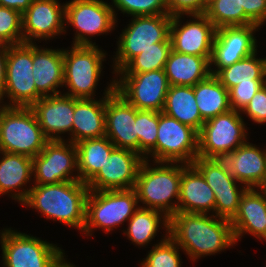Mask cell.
<instances>
[{"mask_svg": "<svg viewBox=\"0 0 266 267\" xmlns=\"http://www.w3.org/2000/svg\"><path fill=\"white\" fill-rule=\"evenodd\" d=\"M168 228V236L193 262L236 244L230 220L212 214L176 212Z\"/></svg>", "mask_w": 266, "mask_h": 267, "instance_id": "cell-1", "label": "cell"}, {"mask_svg": "<svg viewBox=\"0 0 266 267\" xmlns=\"http://www.w3.org/2000/svg\"><path fill=\"white\" fill-rule=\"evenodd\" d=\"M24 207L37 210L48 220L83 232L85 226L86 198L89 188L80 180L56 184H32Z\"/></svg>", "mask_w": 266, "mask_h": 267, "instance_id": "cell-2", "label": "cell"}, {"mask_svg": "<svg viewBox=\"0 0 266 267\" xmlns=\"http://www.w3.org/2000/svg\"><path fill=\"white\" fill-rule=\"evenodd\" d=\"M152 163L144 160L136 178L134 190L139 207L162 212L170 218L178 212L182 163Z\"/></svg>", "mask_w": 266, "mask_h": 267, "instance_id": "cell-3", "label": "cell"}, {"mask_svg": "<svg viewBox=\"0 0 266 267\" xmlns=\"http://www.w3.org/2000/svg\"><path fill=\"white\" fill-rule=\"evenodd\" d=\"M97 45H72L63 49L64 86L62 94L77 99H95L107 53Z\"/></svg>", "mask_w": 266, "mask_h": 267, "instance_id": "cell-4", "label": "cell"}, {"mask_svg": "<svg viewBox=\"0 0 266 267\" xmlns=\"http://www.w3.org/2000/svg\"><path fill=\"white\" fill-rule=\"evenodd\" d=\"M139 208L134 189L89 191L86 198L85 236H92L94 230H103L106 234L116 230L134 215Z\"/></svg>", "mask_w": 266, "mask_h": 267, "instance_id": "cell-5", "label": "cell"}, {"mask_svg": "<svg viewBox=\"0 0 266 267\" xmlns=\"http://www.w3.org/2000/svg\"><path fill=\"white\" fill-rule=\"evenodd\" d=\"M49 141L30 107L1 104L0 151L34 158Z\"/></svg>", "mask_w": 266, "mask_h": 267, "instance_id": "cell-6", "label": "cell"}, {"mask_svg": "<svg viewBox=\"0 0 266 267\" xmlns=\"http://www.w3.org/2000/svg\"><path fill=\"white\" fill-rule=\"evenodd\" d=\"M169 14L134 16L121 31L113 55L112 74L118 73L132 58L159 42H171Z\"/></svg>", "mask_w": 266, "mask_h": 267, "instance_id": "cell-7", "label": "cell"}, {"mask_svg": "<svg viewBox=\"0 0 266 267\" xmlns=\"http://www.w3.org/2000/svg\"><path fill=\"white\" fill-rule=\"evenodd\" d=\"M0 244L2 267H55L66 254L54 243L11 228L0 230Z\"/></svg>", "mask_w": 266, "mask_h": 267, "instance_id": "cell-8", "label": "cell"}, {"mask_svg": "<svg viewBox=\"0 0 266 267\" xmlns=\"http://www.w3.org/2000/svg\"><path fill=\"white\" fill-rule=\"evenodd\" d=\"M239 111L230 110L206 120L198 132V157L222 159L248 139V127Z\"/></svg>", "mask_w": 266, "mask_h": 267, "instance_id": "cell-9", "label": "cell"}, {"mask_svg": "<svg viewBox=\"0 0 266 267\" xmlns=\"http://www.w3.org/2000/svg\"><path fill=\"white\" fill-rule=\"evenodd\" d=\"M197 157L198 132L175 118L159 112L156 145L145 155V160L192 164Z\"/></svg>", "mask_w": 266, "mask_h": 267, "instance_id": "cell-10", "label": "cell"}, {"mask_svg": "<svg viewBox=\"0 0 266 267\" xmlns=\"http://www.w3.org/2000/svg\"><path fill=\"white\" fill-rule=\"evenodd\" d=\"M65 34L73 26L72 45H96L94 36H103L116 30L118 24L111 3L104 0H71L65 3ZM117 23V24H116ZM68 25V26H67ZM91 37V38H90Z\"/></svg>", "mask_w": 266, "mask_h": 267, "instance_id": "cell-11", "label": "cell"}, {"mask_svg": "<svg viewBox=\"0 0 266 267\" xmlns=\"http://www.w3.org/2000/svg\"><path fill=\"white\" fill-rule=\"evenodd\" d=\"M32 62L33 43L9 45L5 92L0 101L3 106L31 107L42 97L36 90L32 74ZM6 98L7 102L4 101Z\"/></svg>", "mask_w": 266, "mask_h": 267, "instance_id": "cell-12", "label": "cell"}, {"mask_svg": "<svg viewBox=\"0 0 266 267\" xmlns=\"http://www.w3.org/2000/svg\"><path fill=\"white\" fill-rule=\"evenodd\" d=\"M114 77L115 91L137 110L163 111L170 86L164 69Z\"/></svg>", "mask_w": 266, "mask_h": 267, "instance_id": "cell-13", "label": "cell"}, {"mask_svg": "<svg viewBox=\"0 0 266 267\" xmlns=\"http://www.w3.org/2000/svg\"><path fill=\"white\" fill-rule=\"evenodd\" d=\"M32 173L33 184L39 185L79 180L76 145L66 140L49 141L32 158Z\"/></svg>", "mask_w": 266, "mask_h": 267, "instance_id": "cell-14", "label": "cell"}, {"mask_svg": "<svg viewBox=\"0 0 266 267\" xmlns=\"http://www.w3.org/2000/svg\"><path fill=\"white\" fill-rule=\"evenodd\" d=\"M192 164L214 191V215L231 220L247 187L234 178L222 159L197 157Z\"/></svg>", "mask_w": 266, "mask_h": 267, "instance_id": "cell-15", "label": "cell"}, {"mask_svg": "<svg viewBox=\"0 0 266 267\" xmlns=\"http://www.w3.org/2000/svg\"><path fill=\"white\" fill-rule=\"evenodd\" d=\"M259 30L260 27L255 24L216 29L210 60V73L216 75L222 68H226L256 52L258 42L254 33L259 32Z\"/></svg>", "mask_w": 266, "mask_h": 267, "instance_id": "cell-16", "label": "cell"}, {"mask_svg": "<svg viewBox=\"0 0 266 267\" xmlns=\"http://www.w3.org/2000/svg\"><path fill=\"white\" fill-rule=\"evenodd\" d=\"M173 16L170 23V39L175 52L212 57L216 28L204 15ZM192 18V19H191ZM183 23V24H182Z\"/></svg>", "mask_w": 266, "mask_h": 267, "instance_id": "cell-17", "label": "cell"}, {"mask_svg": "<svg viewBox=\"0 0 266 267\" xmlns=\"http://www.w3.org/2000/svg\"><path fill=\"white\" fill-rule=\"evenodd\" d=\"M58 1L34 0L31 3L22 14L23 43L35 44V41L57 39L55 36L65 34V3Z\"/></svg>", "mask_w": 266, "mask_h": 267, "instance_id": "cell-18", "label": "cell"}, {"mask_svg": "<svg viewBox=\"0 0 266 267\" xmlns=\"http://www.w3.org/2000/svg\"><path fill=\"white\" fill-rule=\"evenodd\" d=\"M144 160L135 151L115 147L104 166L87 183L89 191L134 189Z\"/></svg>", "mask_w": 266, "mask_h": 267, "instance_id": "cell-19", "label": "cell"}, {"mask_svg": "<svg viewBox=\"0 0 266 267\" xmlns=\"http://www.w3.org/2000/svg\"><path fill=\"white\" fill-rule=\"evenodd\" d=\"M30 108L50 141L66 140L73 143L74 97L64 94L41 97ZM66 133L70 136L68 139L61 136Z\"/></svg>", "mask_w": 266, "mask_h": 267, "instance_id": "cell-20", "label": "cell"}, {"mask_svg": "<svg viewBox=\"0 0 266 267\" xmlns=\"http://www.w3.org/2000/svg\"><path fill=\"white\" fill-rule=\"evenodd\" d=\"M136 108L115 90L106 97L105 136L116 148L138 153Z\"/></svg>", "mask_w": 266, "mask_h": 267, "instance_id": "cell-21", "label": "cell"}, {"mask_svg": "<svg viewBox=\"0 0 266 267\" xmlns=\"http://www.w3.org/2000/svg\"><path fill=\"white\" fill-rule=\"evenodd\" d=\"M235 242L245 234L266 242V197L259 188H247L230 220Z\"/></svg>", "mask_w": 266, "mask_h": 267, "instance_id": "cell-22", "label": "cell"}, {"mask_svg": "<svg viewBox=\"0 0 266 267\" xmlns=\"http://www.w3.org/2000/svg\"><path fill=\"white\" fill-rule=\"evenodd\" d=\"M222 160L234 178L247 188H259L266 178V149L249 141Z\"/></svg>", "mask_w": 266, "mask_h": 267, "instance_id": "cell-23", "label": "cell"}, {"mask_svg": "<svg viewBox=\"0 0 266 267\" xmlns=\"http://www.w3.org/2000/svg\"><path fill=\"white\" fill-rule=\"evenodd\" d=\"M104 89L102 98L77 99L73 121V143L85 139L101 138L105 136V104L106 97L115 90V77Z\"/></svg>", "mask_w": 266, "mask_h": 267, "instance_id": "cell-24", "label": "cell"}, {"mask_svg": "<svg viewBox=\"0 0 266 267\" xmlns=\"http://www.w3.org/2000/svg\"><path fill=\"white\" fill-rule=\"evenodd\" d=\"M32 64L37 92L42 97L62 94L59 89L64 86L63 48L50 49L33 44Z\"/></svg>", "mask_w": 266, "mask_h": 267, "instance_id": "cell-25", "label": "cell"}, {"mask_svg": "<svg viewBox=\"0 0 266 267\" xmlns=\"http://www.w3.org/2000/svg\"><path fill=\"white\" fill-rule=\"evenodd\" d=\"M214 191L193 164L182 163L178 212L214 215Z\"/></svg>", "mask_w": 266, "mask_h": 267, "instance_id": "cell-26", "label": "cell"}, {"mask_svg": "<svg viewBox=\"0 0 266 267\" xmlns=\"http://www.w3.org/2000/svg\"><path fill=\"white\" fill-rule=\"evenodd\" d=\"M32 177L31 157L0 151V196L9 195L22 204L32 187H27Z\"/></svg>", "mask_w": 266, "mask_h": 267, "instance_id": "cell-27", "label": "cell"}, {"mask_svg": "<svg viewBox=\"0 0 266 267\" xmlns=\"http://www.w3.org/2000/svg\"><path fill=\"white\" fill-rule=\"evenodd\" d=\"M211 57L183 54L171 50L164 66L170 86H195L210 73Z\"/></svg>", "mask_w": 266, "mask_h": 267, "instance_id": "cell-28", "label": "cell"}, {"mask_svg": "<svg viewBox=\"0 0 266 267\" xmlns=\"http://www.w3.org/2000/svg\"><path fill=\"white\" fill-rule=\"evenodd\" d=\"M162 112L197 132L205 122L199 112L192 86H169Z\"/></svg>", "mask_w": 266, "mask_h": 267, "instance_id": "cell-29", "label": "cell"}, {"mask_svg": "<svg viewBox=\"0 0 266 267\" xmlns=\"http://www.w3.org/2000/svg\"><path fill=\"white\" fill-rule=\"evenodd\" d=\"M127 223L123 234L127 235V239L134 243L133 245L142 248L151 244L160 229H165V233H168L169 229L167 216L162 212L143 207H139Z\"/></svg>", "mask_w": 266, "mask_h": 267, "instance_id": "cell-30", "label": "cell"}, {"mask_svg": "<svg viewBox=\"0 0 266 267\" xmlns=\"http://www.w3.org/2000/svg\"><path fill=\"white\" fill-rule=\"evenodd\" d=\"M75 145L79 180L87 184L104 166L115 146L106 136L85 139Z\"/></svg>", "mask_w": 266, "mask_h": 267, "instance_id": "cell-31", "label": "cell"}, {"mask_svg": "<svg viewBox=\"0 0 266 267\" xmlns=\"http://www.w3.org/2000/svg\"><path fill=\"white\" fill-rule=\"evenodd\" d=\"M193 89L199 112L205 121L231 110L229 92L215 75L210 74Z\"/></svg>", "mask_w": 266, "mask_h": 267, "instance_id": "cell-32", "label": "cell"}, {"mask_svg": "<svg viewBox=\"0 0 266 267\" xmlns=\"http://www.w3.org/2000/svg\"><path fill=\"white\" fill-rule=\"evenodd\" d=\"M257 52L222 68L215 75L227 90L240 82L252 83V80H266V57H257Z\"/></svg>", "mask_w": 266, "mask_h": 267, "instance_id": "cell-33", "label": "cell"}, {"mask_svg": "<svg viewBox=\"0 0 266 267\" xmlns=\"http://www.w3.org/2000/svg\"><path fill=\"white\" fill-rule=\"evenodd\" d=\"M172 50L171 42H159L147 48L132 58L116 74H136L164 69L169 53Z\"/></svg>", "mask_w": 266, "mask_h": 267, "instance_id": "cell-34", "label": "cell"}, {"mask_svg": "<svg viewBox=\"0 0 266 267\" xmlns=\"http://www.w3.org/2000/svg\"><path fill=\"white\" fill-rule=\"evenodd\" d=\"M204 15L216 29L254 24L244 9H240L239 0H216L206 8Z\"/></svg>", "mask_w": 266, "mask_h": 267, "instance_id": "cell-35", "label": "cell"}, {"mask_svg": "<svg viewBox=\"0 0 266 267\" xmlns=\"http://www.w3.org/2000/svg\"><path fill=\"white\" fill-rule=\"evenodd\" d=\"M164 234L160 242L154 244L144 260L140 261L141 267H182L180 256L182 249L168 236V233Z\"/></svg>", "mask_w": 266, "mask_h": 267, "instance_id": "cell-36", "label": "cell"}, {"mask_svg": "<svg viewBox=\"0 0 266 267\" xmlns=\"http://www.w3.org/2000/svg\"><path fill=\"white\" fill-rule=\"evenodd\" d=\"M135 122L138 137V154L145 159V155L156 145L159 112L136 109Z\"/></svg>", "mask_w": 266, "mask_h": 267, "instance_id": "cell-37", "label": "cell"}, {"mask_svg": "<svg viewBox=\"0 0 266 267\" xmlns=\"http://www.w3.org/2000/svg\"><path fill=\"white\" fill-rule=\"evenodd\" d=\"M111 3L117 20V11L129 17L168 14L166 0H111Z\"/></svg>", "mask_w": 266, "mask_h": 267, "instance_id": "cell-38", "label": "cell"}, {"mask_svg": "<svg viewBox=\"0 0 266 267\" xmlns=\"http://www.w3.org/2000/svg\"><path fill=\"white\" fill-rule=\"evenodd\" d=\"M0 36L9 45L23 43L22 14L19 11L0 6Z\"/></svg>", "mask_w": 266, "mask_h": 267, "instance_id": "cell-39", "label": "cell"}, {"mask_svg": "<svg viewBox=\"0 0 266 267\" xmlns=\"http://www.w3.org/2000/svg\"><path fill=\"white\" fill-rule=\"evenodd\" d=\"M266 84V80H252V83H238L228 90L232 110L241 112L255 93Z\"/></svg>", "mask_w": 266, "mask_h": 267, "instance_id": "cell-40", "label": "cell"}, {"mask_svg": "<svg viewBox=\"0 0 266 267\" xmlns=\"http://www.w3.org/2000/svg\"><path fill=\"white\" fill-rule=\"evenodd\" d=\"M240 113L246 114L254 123L266 124V84L255 93Z\"/></svg>", "mask_w": 266, "mask_h": 267, "instance_id": "cell-41", "label": "cell"}, {"mask_svg": "<svg viewBox=\"0 0 266 267\" xmlns=\"http://www.w3.org/2000/svg\"><path fill=\"white\" fill-rule=\"evenodd\" d=\"M240 9H244L245 15L262 28L266 25V0H239Z\"/></svg>", "mask_w": 266, "mask_h": 267, "instance_id": "cell-42", "label": "cell"}, {"mask_svg": "<svg viewBox=\"0 0 266 267\" xmlns=\"http://www.w3.org/2000/svg\"><path fill=\"white\" fill-rule=\"evenodd\" d=\"M168 14L177 15H201V0H166Z\"/></svg>", "mask_w": 266, "mask_h": 267, "instance_id": "cell-43", "label": "cell"}, {"mask_svg": "<svg viewBox=\"0 0 266 267\" xmlns=\"http://www.w3.org/2000/svg\"><path fill=\"white\" fill-rule=\"evenodd\" d=\"M34 0H0V6L11 8L23 14Z\"/></svg>", "mask_w": 266, "mask_h": 267, "instance_id": "cell-44", "label": "cell"}, {"mask_svg": "<svg viewBox=\"0 0 266 267\" xmlns=\"http://www.w3.org/2000/svg\"><path fill=\"white\" fill-rule=\"evenodd\" d=\"M8 50L0 51V101L4 97Z\"/></svg>", "mask_w": 266, "mask_h": 267, "instance_id": "cell-45", "label": "cell"}, {"mask_svg": "<svg viewBox=\"0 0 266 267\" xmlns=\"http://www.w3.org/2000/svg\"><path fill=\"white\" fill-rule=\"evenodd\" d=\"M66 257L65 255L55 267H76L75 264L73 265L70 261L68 262Z\"/></svg>", "mask_w": 266, "mask_h": 267, "instance_id": "cell-46", "label": "cell"}, {"mask_svg": "<svg viewBox=\"0 0 266 267\" xmlns=\"http://www.w3.org/2000/svg\"><path fill=\"white\" fill-rule=\"evenodd\" d=\"M216 0H201V14L205 13L206 8Z\"/></svg>", "mask_w": 266, "mask_h": 267, "instance_id": "cell-47", "label": "cell"}, {"mask_svg": "<svg viewBox=\"0 0 266 267\" xmlns=\"http://www.w3.org/2000/svg\"><path fill=\"white\" fill-rule=\"evenodd\" d=\"M9 44L0 36V51L8 50Z\"/></svg>", "mask_w": 266, "mask_h": 267, "instance_id": "cell-48", "label": "cell"}, {"mask_svg": "<svg viewBox=\"0 0 266 267\" xmlns=\"http://www.w3.org/2000/svg\"><path fill=\"white\" fill-rule=\"evenodd\" d=\"M259 189L263 192V194L266 197V178H265V181L263 182V184L259 187Z\"/></svg>", "mask_w": 266, "mask_h": 267, "instance_id": "cell-49", "label": "cell"}]
</instances>
